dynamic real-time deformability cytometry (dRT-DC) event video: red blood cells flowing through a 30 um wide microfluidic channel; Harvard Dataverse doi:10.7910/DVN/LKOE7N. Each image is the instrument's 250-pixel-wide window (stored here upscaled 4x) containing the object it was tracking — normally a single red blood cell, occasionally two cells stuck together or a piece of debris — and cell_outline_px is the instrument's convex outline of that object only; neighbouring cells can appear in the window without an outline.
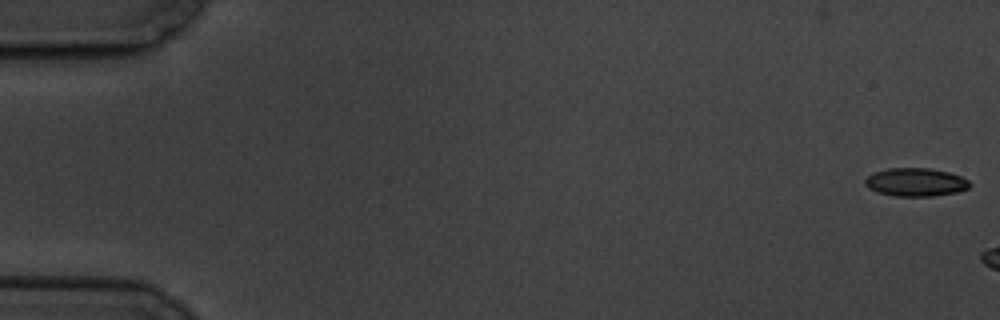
{"species": "common noctule bat (a hibernating species)", "species_latin": "Nyctalus noctula", "temperature_condition": "cold", "stored_images_in_passage": 3, "camera_frame_rate_fps": 3000, "um_per_image_px": 0.085, "animal": {"sex": "male", "body_mass_g": 19.5, "forearm_length_mm": 54.6}, "frame": {"image": 1, "passage_image": 1, "time_ms": 0.0, "image_size_px": [1000, 320], "cell_outline_px": [[972, 184], [968, 188], [956, 192], [932, 196], [896, 196], [876, 192], [868, 188], [864, 184], [864, 180], [872, 172], [888, 168], [928, 168], [948, 172], [960, 176], [968, 180]], "centroid_in_image_um": [77.79, 15.48], "position_along_channel_um": 7.2, "area_um2": 17.28}}